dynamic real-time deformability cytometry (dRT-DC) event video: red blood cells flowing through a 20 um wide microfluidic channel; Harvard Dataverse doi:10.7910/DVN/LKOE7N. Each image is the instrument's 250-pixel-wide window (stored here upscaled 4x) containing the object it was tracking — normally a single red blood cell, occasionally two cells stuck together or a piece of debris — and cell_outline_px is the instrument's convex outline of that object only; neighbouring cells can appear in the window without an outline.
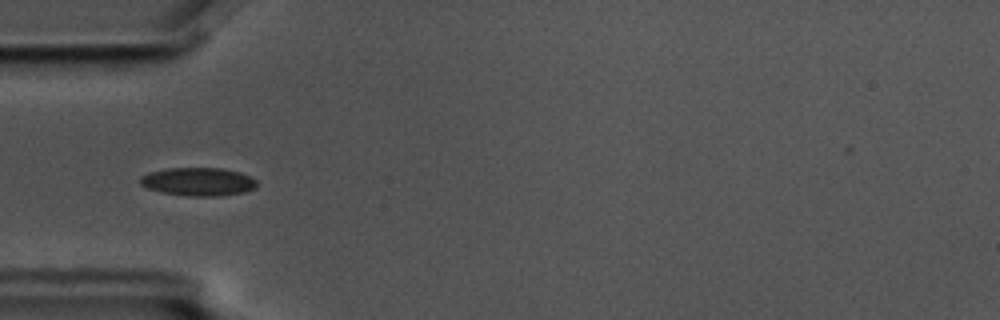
{"species": "common noctule bat (a hibernating species)", "species_latin": "Nyctalus noctula", "temperature_condition": "cold", "stored_images_in_passage": 9, "camera_frame_rate_fps": 3000, "um_per_image_px": 0.085, "animal": {"sex": "male", "body_mass_g": 17.5, "forearm_length_mm": 52.3}, "frame": {"image": 1, "passage_image": 4, "time_ms": 1.0, "image_size_px": [1000, 320], "cell_outline_px": [[256, 188], [244, 192], [220, 196], [188, 196], [160, 192], [148, 188], [140, 184], [140, 176], [148, 172], [168, 168], [220, 168], [240, 172], [256, 180]], "centroid_in_image_um": [16.83, 15.44], "position_along_channel_um": 68.2, "area_um2": 19.25}}
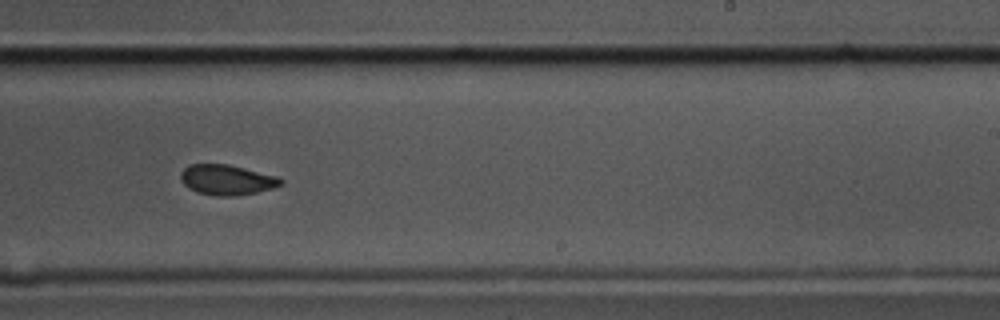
{"frame": {"image": 2, "passage_image": 9, "time_ms": 2.667, "image_size_px": [1000, 320], "cell_outline_px": [[284, 184], [272, 188], [256, 192], [236, 196], [216, 196], [196, 192], [188, 188], [180, 180], [180, 172], [188, 164], [228, 164], [276, 176], [284, 180]], "centroid_in_image_um": [19.25, 15.29], "position_along_channel_um": 269.7, "area_um2": 17.74}}